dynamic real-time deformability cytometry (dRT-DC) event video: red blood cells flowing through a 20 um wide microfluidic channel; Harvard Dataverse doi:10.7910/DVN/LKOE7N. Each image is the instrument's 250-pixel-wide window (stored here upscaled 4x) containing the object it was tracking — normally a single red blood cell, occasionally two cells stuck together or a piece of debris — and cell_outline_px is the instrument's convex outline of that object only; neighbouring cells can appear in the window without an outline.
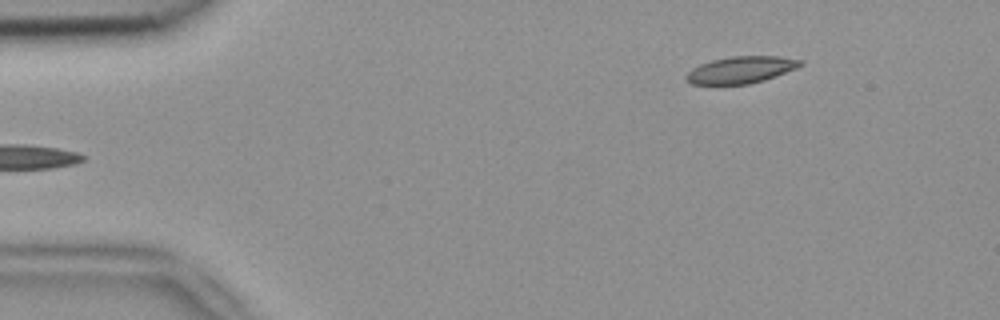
{"species": "common noctule bat (a hibernating species)", "species_latin": "Nyctalus noctula", "temperature_condition": "room temperature", "stored_images_in_passage": 3, "camera_frame_rate_fps": 3000, "um_per_image_px": 0.085, "animal": {"sex": "female", "body_mass_g": 18.4}, "frame": {"image": 1, "passage_image": 3, "time_ms": 0.667, "image_size_px": [1000, 320], "cell_outline_px": [[804, 64], [796, 68], [776, 76], [764, 80], [748, 84], [692, 84], [684, 76], [692, 68], [700, 64], [712, 60], [732, 56], [776, 56], [804, 60]], "centroid_in_image_um": [63.0, 5.93], "position_along_channel_um": 22.0, "area_um2": 17.8}}